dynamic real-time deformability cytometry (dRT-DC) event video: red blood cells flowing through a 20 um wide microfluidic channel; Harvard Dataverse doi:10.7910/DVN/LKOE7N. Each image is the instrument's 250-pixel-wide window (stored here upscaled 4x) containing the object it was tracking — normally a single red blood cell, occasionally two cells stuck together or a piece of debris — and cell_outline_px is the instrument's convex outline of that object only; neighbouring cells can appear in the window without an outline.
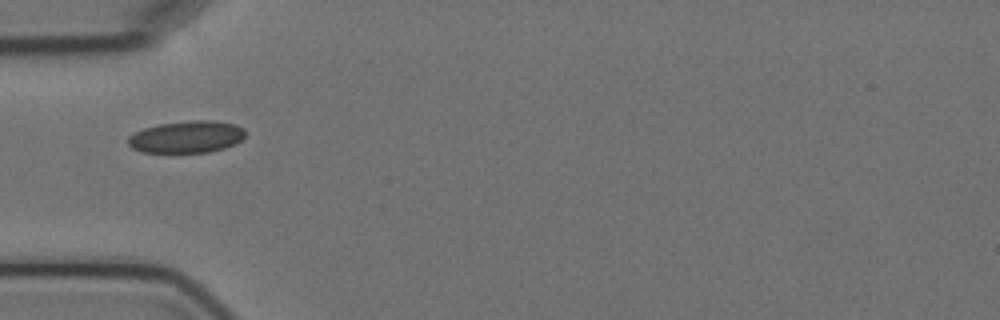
{"species": "Egyptian fruit bat (a non-hibernating species)", "species_latin": "Rousettus aegyptiacus", "temperature_condition": "cold", "stored_images_in_passage": 3, "camera_frame_rate_fps": 3000, "um_per_image_px": 0.085, "animal": {"sex": "female"}, "frame": {"image": 1, "passage_image": 1, "time_ms": 0.0, "image_size_px": [1000, 320], "cell_outline_px": [[244, 136], [236, 144], [224, 148], [208, 152], [140, 152], [132, 148], [128, 144], [128, 136], [144, 128], [160, 124], [192, 120], [212, 120], [236, 124], [244, 128]], "centroid_in_image_um": [15.87, 11.63], "position_along_channel_um": 69.1, "area_um2": 21.85}}
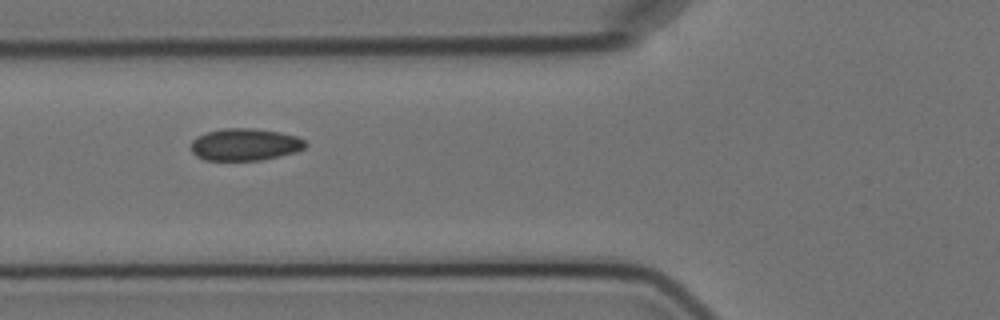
{"frame": {"image": 2, "passage_image": 2, "time_ms": 1.0, "image_size_px": [1000, 320], "cell_outline_px": [[308, 144], [304, 148], [296, 152], [260, 160], [204, 160], [196, 156], [192, 152], [192, 140], [196, 136], [208, 132], [224, 128], [256, 128], [280, 132], [296, 136], [304, 140]], "centroid_in_image_um": [20.82, 12.28], "position_along_channel_um": 105.0, "area_um2": 21.44}}
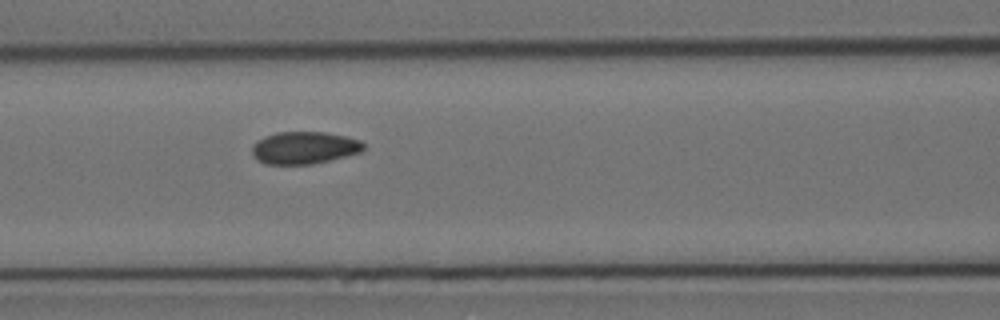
{"frame": {"image": 3, "passage_image": 3, "time_ms": 2.0, "image_size_px": [1000, 320], "cell_outline_px": [[364, 148], [360, 152], [312, 164], [264, 164], [256, 160], [252, 156], [252, 148], [256, 140], [264, 136], [276, 132], [324, 132], [344, 136], [360, 140], [364, 144]], "centroid_in_image_um": [25.8, 12.56], "position_along_channel_um": 140.8, "area_um2": 20.98}}